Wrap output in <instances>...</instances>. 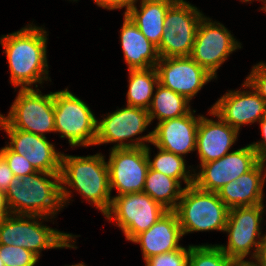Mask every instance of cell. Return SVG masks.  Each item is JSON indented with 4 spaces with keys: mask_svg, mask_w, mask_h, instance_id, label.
I'll return each mask as SVG.
<instances>
[{
    "mask_svg": "<svg viewBox=\"0 0 266 266\" xmlns=\"http://www.w3.org/2000/svg\"><path fill=\"white\" fill-rule=\"evenodd\" d=\"M241 48V43L222 23L204 16L199 23L190 57L217 79V70L230 54Z\"/></svg>",
    "mask_w": 266,
    "mask_h": 266,
    "instance_id": "12",
    "label": "cell"
},
{
    "mask_svg": "<svg viewBox=\"0 0 266 266\" xmlns=\"http://www.w3.org/2000/svg\"><path fill=\"white\" fill-rule=\"evenodd\" d=\"M253 260H255L260 266H266V234H263Z\"/></svg>",
    "mask_w": 266,
    "mask_h": 266,
    "instance_id": "36",
    "label": "cell"
},
{
    "mask_svg": "<svg viewBox=\"0 0 266 266\" xmlns=\"http://www.w3.org/2000/svg\"><path fill=\"white\" fill-rule=\"evenodd\" d=\"M241 87L246 90H230L211 107L227 124L238 131L243 125L258 123L266 115L265 100L247 81H244Z\"/></svg>",
    "mask_w": 266,
    "mask_h": 266,
    "instance_id": "17",
    "label": "cell"
},
{
    "mask_svg": "<svg viewBox=\"0 0 266 266\" xmlns=\"http://www.w3.org/2000/svg\"><path fill=\"white\" fill-rule=\"evenodd\" d=\"M13 178L12 170L9 168L6 159L0 154V190L6 192Z\"/></svg>",
    "mask_w": 266,
    "mask_h": 266,
    "instance_id": "34",
    "label": "cell"
},
{
    "mask_svg": "<svg viewBox=\"0 0 266 266\" xmlns=\"http://www.w3.org/2000/svg\"><path fill=\"white\" fill-rule=\"evenodd\" d=\"M69 266H87V265H85V263H83V262H80V263H77V264H74V265L72 264V265H69Z\"/></svg>",
    "mask_w": 266,
    "mask_h": 266,
    "instance_id": "40",
    "label": "cell"
},
{
    "mask_svg": "<svg viewBox=\"0 0 266 266\" xmlns=\"http://www.w3.org/2000/svg\"><path fill=\"white\" fill-rule=\"evenodd\" d=\"M264 202L255 206L230 208L224 232L228 233V243L218 246L232 259H245L253 249L250 259L256 255L263 237L261 231Z\"/></svg>",
    "mask_w": 266,
    "mask_h": 266,
    "instance_id": "11",
    "label": "cell"
},
{
    "mask_svg": "<svg viewBox=\"0 0 266 266\" xmlns=\"http://www.w3.org/2000/svg\"><path fill=\"white\" fill-rule=\"evenodd\" d=\"M258 162L255 151L248 144L218 160L201 164L198 173L191 170L194 172V185L205 191L217 192L224 185L250 171Z\"/></svg>",
    "mask_w": 266,
    "mask_h": 266,
    "instance_id": "13",
    "label": "cell"
},
{
    "mask_svg": "<svg viewBox=\"0 0 266 266\" xmlns=\"http://www.w3.org/2000/svg\"><path fill=\"white\" fill-rule=\"evenodd\" d=\"M183 236L192 232H224L229 208L217 192L205 191L192 184L184 187L176 209Z\"/></svg>",
    "mask_w": 266,
    "mask_h": 266,
    "instance_id": "5",
    "label": "cell"
},
{
    "mask_svg": "<svg viewBox=\"0 0 266 266\" xmlns=\"http://www.w3.org/2000/svg\"><path fill=\"white\" fill-rule=\"evenodd\" d=\"M265 167V163L258 162L250 171L221 187L217 191L219 198L229 209L261 204L264 201Z\"/></svg>",
    "mask_w": 266,
    "mask_h": 266,
    "instance_id": "21",
    "label": "cell"
},
{
    "mask_svg": "<svg viewBox=\"0 0 266 266\" xmlns=\"http://www.w3.org/2000/svg\"><path fill=\"white\" fill-rule=\"evenodd\" d=\"M49 217L34 215L10 214L0 219V245H13L31 251L39 259L42 250L73 248L76 237L72 233H65L45 226L44 221ZM42 220V221H41ZM74 244H73V243Z\"/></svg>",
    "mask_w": 266,
    "mask_h": 266,
    "instance_id": "4",
    "label": "cell"
},
{
    "mask_svg": "<svg viewBox=\"0 0 266 266\" xmlns=\"http://www.w3.org/2000/svg\"><path fill=\"white\" fill-rule=\"evenodd\" d=\"M60 179L64 207L70 203L69 188H73L103 215L109 210L112 202L109 172L102 153L85 157L62 153Z\"/></svg>",
    "mask_w": 266,
    "mask_h": 266,
    "instance_id": "2",
    "label": "cell"
},
{
    "mask_svg": "<svg viewBox=\"0 0 266 266\" xmlns=\"http://www.w3.org/2000/svg\"><path fill=\"white\" fill-rule=\"evenodd\" d=\"M28 24L20 30L0 36L10 70V83L15 90L37 88L44 81H51L47 62V31ZM49 79V80H48Z\"/></svg>",
    "mask_w": 266,
    "mask_h": 266,
    "instance_id": "1",
    "label": "cell"
},
{
    "mask_svg": "<svg viewBox=\"0 0 266 266\" xmlns=\"http://www.w3.org/2000/svg\"><path fill=\"white\" fill-rule=\"evenodd\" d=\"M190 245L180 249L153 256L144 262L145 266H188Z\"/></svg>",
    "mask_w": 266,
    "mask_h": 266,
    "instance_id": "30",
    "label": "cell"
},
{
    "mask_svg": "<svg viewBox=\"0 0 266 266\" xmlns=\"http://www.w3.org/2000/svg\"><path fill=\"white\" fill-rule=\"evenodd\" d=\"M127 106L148 110L158 84V73L155 67L149 69L128 70Z\"/></svg>",
    "mask_w": 266,
    "mask_h": 266,
    "instance_id": "26",
    "label": "cell"
},
{
    "mask_svg": "<svg viewBox=\"0 0 266 266\" xmlns=\"http://www.w3.org/2000/svg\"><path fill=\"white\" fill-rule=\"evenodd\" d=\"M175 1L141 0L140 9L137 8L136 1L125 14L134 22L142 34L158 47L165 28L166 12Z\"/></svg>",
    "mask_w": 266,
    "mask_h": 266,
    "instance_id": "23",
    "label": "cell"
},
{
    "mask_svg": "<svg viewBox=\"0 0 266 266\" xmlns=\"http://www.w3.org/2000/svg\"><path fill=\"white\" fill-rule=\"evenodd\" d=\"M0 116L14 129L46 137L54 132V92L42 94L37 88H20L7 116Z\"/></svg>",
    "mask_w": 266,
    "mask_h": 266,
    "instance_id": "10",
    "label": "cell"
},
{
    "mask_svg": "<svg viewBox=\"0 0 266 266\" xmlns=\"http://www.w3.org/2000/svg\"><path fill=\"white\" fill-rule=\"evenodd\" d=\"M0 130L10 139L7 146L15 153L24 156L38 172L60 173L62 153L55 149L47 137L12 128L0 116Z\"/></svg>",
    "mask_w": 266,
    "mask_h": 266,
    "instance_id": "16",
    "label": "cell"
},
{
    "mask_svg": "<svg viewBox=\"0 0 266 266\" xmlns=\"http://www.w3.org/2000/svg\"><path fill=\"white\" fill-rule=\"evenodd\" d=\"M168 210L144 192L129 193L112 197L109 210L104 214L110 222H115L126 240L132 241L140 233L147 231Z\"/></svg>",
    "mask_w": 266,
    "mask_h": 266,
    "instance_id": "9",
    "label": "cell"
},
{
    "mask_svg": "<svg viewBox=\"0 0 266 266\" xmlns=\"http://www.w3.org/2000/svg\"><path fill=\"white\" fill-rule=\"evenodd\" d=\"M98 7L105 8L107 10L125 8L124 14L129 8L138 0H93Z\"/></svg>",
    "mask_w": 266,
    "mask_h": 266,
    "instance_id": "35",
    "label": "cell"
},
{
    "mask_svg": "<svg viewBox=\"0 0 266 266\" xmlns=\"http://www.w3.org/2000/svg\"><path fill=\"white\" fill-rule=\"evenodd\" d=\"M5 195L11 214L55 218L64 208L60 173L14 176Z\"/></svg>",
    "mask_w": 266,
    "mask_h": 266,
    "instance_id": "3",
    "label": "cell"
},
{
    "mask_svg": "<svg viewBox=\"0 0 266 266\" xmlns=\"http://www.w3.org/2000/svg\"><path fill=\"white\" fill-rule=\"evenodd\" d=\"M0 266H4V263H3V261L1 260V258H0Z\"/></svg>",
    "mask_w": 266,
    "mask_h": 266,
    "instance_id": "41",
    "label": "cell"
},
{
    "mask_svg": "<svg viewBox=\"0 0 266 266\" xmlns=\"http://www.w3.org/2000/svg\"><path fill=\"white\" fill-rule=\"evenodd\" d=\"M258 123L263 139L253 142L250 145L255 151L258 161L266 164V115H264Z\"/></svg>",
    "mask_w": 266,
    "mask_h": 266,
    "instance_id": "33",
    "label": "cell"
},
{
    "mask_svg": "<svg viewBox=\"0 0 266 266\" xmlns=\"http://www.w3.org/2000/svg\"><path fill=\"white\" fill-rule=\"evenodd\" d=\"M107 162L110 190L117 195L143 192L149 163L146 147L111 149Z\"/></svg>",
    "mask_w": 266,
    "mask_h": 266,
    "instance_id": "14",
    "label": "cell"
},
{
    "mask_svg": "<svg viewBox=\"0 0 266 266\" xmlns=\"http://www.w3.org/2000/svg\"><path fill=\"white\" fill-rule=\"evenodd\" d=\"M183 237L175 211H167L147 231L137 235L131 242L140 245L143 260L180 249Z\"/></svg>",
    "mask_w": 266,
    "mask_h": 266,
    "instance_id": "20",
    "label": "cell"
},
{
    "mask_svg": "<svg viewBox=\"0 0 266 266\" xmlns=\"http://www.w3.org/2000/svg\"><path fill=\"white\" fill-rule=\"evenodd\" d=\"M155 90L151 105L148 109L151 122L156 118L159 122L178 118L189 114L192 111L189 104L190 101L183 95H180L159 83L156 85Z\"/></svg>",
    "mask_w": 266,
    "mask_h": 266,
    "instance_id": "24",
    "label": "cell"
},
{
    "mask_svg": "<svg viewBox=\"0 0 266 266\" xmlns=\"http://www.w3.org/2000/svg\"><path fill=\"white\" fill-rule=\"evenodd\" d=\"M55 132L71 147L95 145L97 119L89 106L65 88L54 92Z\"/></svg>",
    "mask_w": 266,
    "mask_h": 266,
    "instance_id": "6",
    "label": "cell"
},
{
    "mask_svg": "<svg viewBox=\"0 0 266 266\" xmlns=\"http://www.w3.org/2000/svg\"><path fill=\"white\" fill-rule=\"evenodd\" d=\"M176 179L148 168L143 192L168 211H174L184 187Z\"/></svg>",
    "mask_w": 266,
    "mask_h": 266,
    "instance_id": "25",
    "label": "cell"
},
{
    "mask_svg": "<svg viewBox=\"0 0 266 266\" xmlns=\"http://www.w3.org/2000/svg\"><path fill=\"white\" fill-rule=\"evenodd\" d=\"M119 37L128 70L156 67L159 61L157 47L142 34L126 14Z\"/></svg>",
    "mask_w": 266,
    "mask_h": 266,
    "instance_id": "22",
    "label": "cell"
},
{
    "mask_svg": "<svg viewBox=\"0 0 266 266\" xmlns=\"http://www.w3.org/2000/svg\"><path fill=\"white\" fill-rule=\"evenodd\" d=\"M149 124L151 121L148 110L127 105L122 109L118 108L102 120H97L95 145L116 143L111 149L146 147V143H152L153 131L133 137L142 134Z\"/></svg>",
    "mask_w": 266,
    "mask_h": 266,
    "instance_id": "7",
    "label": "cell"
},
{
    "mask_svg": "<svg viewBox=\"0 0 266 266\" xmlns=\"http://www.w3.org/2000/svg\"><path fill=\"white\" fill-rule=\"evenodd\" d=\"M196 110L178 118L158 122L153 131L152 143L165 151L185 157L196 151L198 124L201 115L194 116Z\"/></svg>",
    "mask_w": 266,
    "mask_h": 266,
    "instance_id": "18",
    "label": "cell"
},
{
    "mask_svg": "<svg viewBox=\"0 0 266 266\" xmlns=\"http://www.w3.org/2000/svg\"><path fill=\"white\" fill-rule=\"evenodd\" d=\"M245 260V259H232L231 266H260L255 260L251 261V259Z\"/></svg>",
    "mask_w": 266,
    "mask_h": 266,
    "instance_id": "38",
    "label": "cell"
},
{
    "mask_svg": "<svg viewBox=\"0 0 266 266\" xmlns=\"http://www.w3.org/2000/svg\"><path fill=\"white\" fill-rule=\"evenodd\" d=\"M228 257L218 244L190 245L188 266H231Z\"/></svg>",
    "mask_w": 266,
    "mask_h": 266,
    "instance_id": "28",
    "label": "cell"
},
{
    "mask_svg": "<svg viewBox=\"0 0 266 266\" xmlns=\"http://www.w3.org/2000/svg\"><path fill=\"white\" fill-rule=\"evenodd\" d=\"M156 148H158V153L154 156V159H151V148L148 145L146 146V154L150 169L170 176L176 179L180 184L183 180L185 187L194 184V174H190L191 171L187 169L184 157L165 151L159 147Z\"/></svg>",
    "mask_w": 266,
    "mask_h": 266,
    "instance_id": "27",
    "label": "cell"
},
{
    "mask_svg": "<svg viewBox=\"0 0 266 266\" xmlns=\"http://www.w3.org/2000/svg\"><path fill=\"white\" fill-rule=\"evenodd\" d=\"M241 2H245V3H247V2H252V1H254V0H240ZM256 1H261V2H263V6L260 8V10H262V11H264V12H266V0H256Z\"/></svg>",
    "mask_w": 266,
    "mask_h": 266,
    "instance_id": "39",
    "label": "cell"
},
{
    "mask_svg": "<svg viewBox=\"0 0 266 266\" xmlns=\"http://www.w3.org/2000/svg\"><path fill=\"white\" fill-rule=\"evenodd\" d=\"M245 81H247L266 102V63L259 62L254 65Z\"/></svg>",
    "mask_w": 266,
    "mask_h": 266,
    "instance_id": "32",
    "label": "cell"
},
{
    "mask_svg": "<svg viewBox=\"0 0 266 266\" xmlns=\"http://www.w3.org/2000/svg\"><path fill=\"white\" fill-rule=\"evenodd\" d=\"M155 68L159 84L183 95L189 101L204 85L216 79L191 57L159 58Z\"/></svg>",
    "mask_w": 266,
    "mask_h": 266,
    "instance_id": "15",
    "label": "cell"
},
{
    "mask_svg": "<svg viewBox=\"0 0 266 266\" xmlns=\"http://www.w3.org/2000/svg\"><path fill=\"white\" fill-rule=\"evenodd\" d=\"M5 192L0 190V219L10 215Z\"/></svg>",
    "mask_w": 266,
    "mask_h": 266,
    "instance_id": "37",
    "label": "cell"
},
{
    "mask_svg": "<svg viewBox=\"0 0 266 266\" xmlns=\"http://www.w3.org/2000/svg\"><path fill=\"white\" fill-rule=\"evenodd\" d=\"M4 266H35L39 258L31 251L13 245H0Z\"/></svg>",
    "mask_w": 266,
    "mask_h": 266,
    "instance_id": "29",
    "label": "cell"
},
{
    "mask_svg": "<svg viewBox=\"0 0 266 266\" xmlns=\"http://www.w3.org/2000/svg\"><path fill=\"white\" fill-rule=\"evenodd\" d=\"M204 16L196 6L185 0H176L164 18L165 28L157 47L159 58L190 57L199 23Z\"/></svg>",
    "mask_w": 266,
    "mask_h": 266,
    "instance_id": "8",
    "label": "cell"
},
{
    "mask_svg": "<svg viewBox=\"0 0 266 266\" xmlns=\"http://www.w3.org/2000/svg\"><path fill=\"white\" fill-rule=\"evenodd\" d=\"M208 113L218 120L208 119L203 115L200 117L196 139L199 165L218 160L230 153L239 136V131L227 124L211 108Z\"/></svg>",
    "mask_w": 266,
    "mask_h": 266,
    "instance_id": "19",
    "label": "cell"
},
{
    "mask_svg": "<svg viewBox=\"0 0 266 266\" xmlns=\"http://www.w3.org/2000/svg\"><path fill=\"white\" fill-rule=\"evenodd\" d=\"M0 154L6 159L9 168L16 177L38 172L24 156L13 152L7 145L0 149Z\"/></svg>",
    "mask_w": 266,
    "mask_h": 266,
    "instance_id": "31",
    "label": "cell"
}]
</instances>
